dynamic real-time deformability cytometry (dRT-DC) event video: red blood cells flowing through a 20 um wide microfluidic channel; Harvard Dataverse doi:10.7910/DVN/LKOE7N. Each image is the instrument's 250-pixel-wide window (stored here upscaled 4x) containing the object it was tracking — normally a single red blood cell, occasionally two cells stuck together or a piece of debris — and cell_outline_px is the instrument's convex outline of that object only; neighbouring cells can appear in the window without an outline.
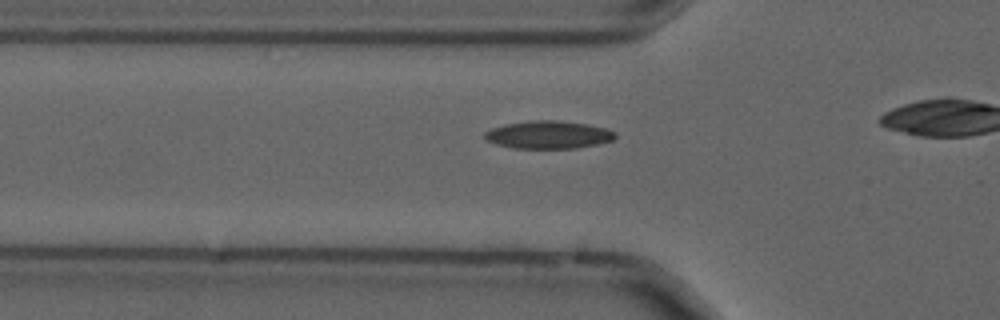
{"species": "common noctule bat (a hibernating species)", "species_latin": "Nyctalus noctula", "temperature_condition": "cold", "stored_images_in_passage": 14, "camera_frame_rate_fps": 3000, "um_per_image_px": 0.085, "animal": {"sex": "male", "forearm_length_mm": 52.5}, "frame": {"image": 1, "passage_image": 5, "time_ms": 1.333, "image_size_px": [1000, 320], "cell_outline_px": [[616, 136], [612, 140], [596, 144], [576, 148], [512, 148], [496, 144], [488, 140], [484, 136], [484, 132], [492, 128], [504, 124], [528, 120], [556, 120], [588, 124], [608, 128], [616, 132]], "centroid_in_image_um": [46.62, 11.44], "position_along_channel_um": 79.2, "area_um2": 21.21}}
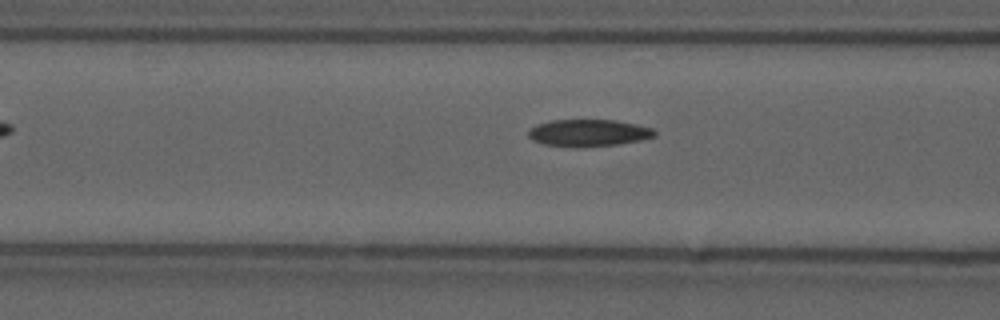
{"frame": {"image": 2, "passage_image": 8, "time_ms": 2.333, "image_size_px": [1000, 320], "cell_outline_px": [[656, 136], [640, 140], [616, 144], [580, 148], [544, 144], [532, 140], [528, 136], [528, 132], [536, 124], [552, 120], [616, 120], [636, 124], [652, 128], [656, 132]], "centroid_in_image_um": [50.02, 11.3], "position_along_channel_um": 116.6, "area_um2": 19.88}}